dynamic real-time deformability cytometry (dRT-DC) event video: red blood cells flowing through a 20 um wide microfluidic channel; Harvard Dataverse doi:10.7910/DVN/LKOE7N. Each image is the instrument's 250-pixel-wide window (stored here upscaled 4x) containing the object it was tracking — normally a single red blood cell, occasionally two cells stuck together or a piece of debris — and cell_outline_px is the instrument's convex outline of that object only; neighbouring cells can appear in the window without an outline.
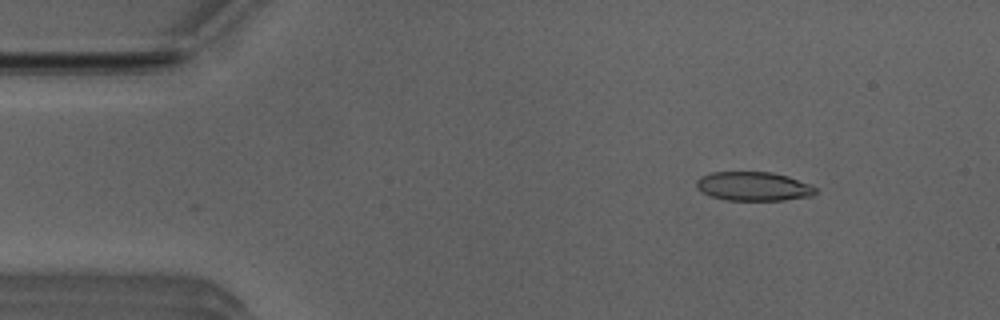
{"species": "Egyptian fruit bat (a non-hibernating species)", "species_latin": "Rousettus aegyptiacus", "temperature_condition": "room temperature", "stored_images_in_passage": 39, "camera_frame_rate_fps": 3000, "um_per_image_px": 0.085, "animal": {"sex": "male"}, "frame": {"image": 1, "passage_image": 6, "time_ms": 1.667, "image_size_px": [1000, 320], "cell_outline_px": [[816, 192], [812, 196], [784, 200], [728, 200], [712, 196], [696, 188], [696, 180], [700, 176], [712, 172], [772, 172], [788, 176], [812, 184], [816, 188]], "centroid_in_image_um": [64.07, 15.83], "position_along_channel_um": 20.9, "area_um2": 20.17}}
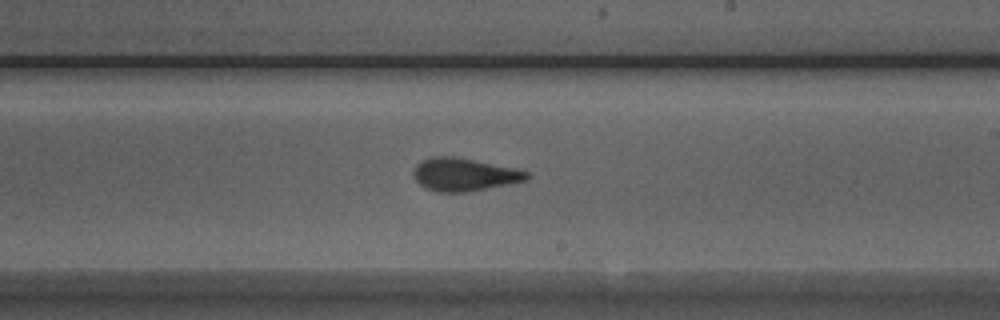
{"frame": {"image": 2, "passage_image": 29, "time_ms": 9.333, "image_size_px": [1000, 320], "cell_outline_px": [[528, 176], [524, 180], [468, 192], [436, 192], [424, 188], [416, 180], [412, 172], [416, 164], [420, 160], [432, 156], [452, 156], [512, 168], [528, 172]], "centroid_in_image_um": [39.34, 14.84], "position_along_channel_um": 249.7, "area_um2": 21.33}}
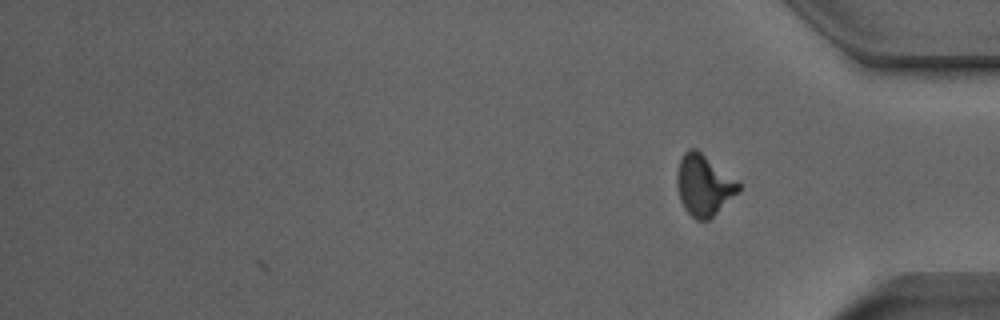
{"frame": {"image": 3, "passage_image": 39, "time_ms": 12.667, "image_size_px": [1000, 320], "cell_outline_px": [[740, 188], [708, 220], [696, 220], [684, 208], [680, 200], [676, 184], [676, 176], [680, 160], [684, 152], [692, 148], [696, 148], [740, 180]], "centroid_in_image_um": [59.81, 15.7], "position_along_channel_um": 375.4, "area_um2": 21.79}, "authors_computed_cell_mechanics": {"area_um2": 21.0392, "velocity_mm_per_s": 3.9743, "shape_relaxation_time_tau1_ms": 3.9188, "shape_relaxation_time_tau2_ms": 1.3952, "deformation_change_tau1": 0.1866, "deformation_change_tau2": 0.1024}}